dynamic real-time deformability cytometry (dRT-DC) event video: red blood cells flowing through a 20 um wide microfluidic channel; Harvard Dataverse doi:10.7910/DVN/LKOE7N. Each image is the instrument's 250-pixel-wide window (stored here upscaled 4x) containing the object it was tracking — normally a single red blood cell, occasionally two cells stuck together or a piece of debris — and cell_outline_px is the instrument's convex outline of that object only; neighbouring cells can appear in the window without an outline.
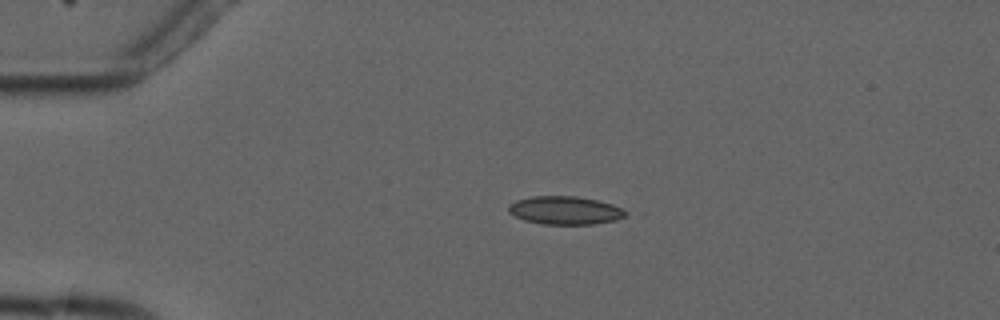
{"species": "common noctule bat (a hibernating species)", "species_latin": "Nyctalus noctula", "temperature_condition": "cold", "stored_images_in_passage": 5, "camera_frame_rate_fps": 3000, "um_per_image_px": 0.085, "animal": {"sex": "male", "forearm_length_mm": 52.5}, "frame": {"image": 1, "passage_image": 3, "time_ms": 2.333, "image_size_px": [1000, 320], "cell_outline_px": [[628, 212], [624, 216], [616, 220], [592, 224], [540, 224], [524, 220], [508, 212], [508, 204], [516, 200], [532, 196], [576, 196], [596, 200], [612, 204]], "centroid_in_image_um": [47.99, 17.88], "position_along_channel_um": 37.0, "area_um2": 19.19}}